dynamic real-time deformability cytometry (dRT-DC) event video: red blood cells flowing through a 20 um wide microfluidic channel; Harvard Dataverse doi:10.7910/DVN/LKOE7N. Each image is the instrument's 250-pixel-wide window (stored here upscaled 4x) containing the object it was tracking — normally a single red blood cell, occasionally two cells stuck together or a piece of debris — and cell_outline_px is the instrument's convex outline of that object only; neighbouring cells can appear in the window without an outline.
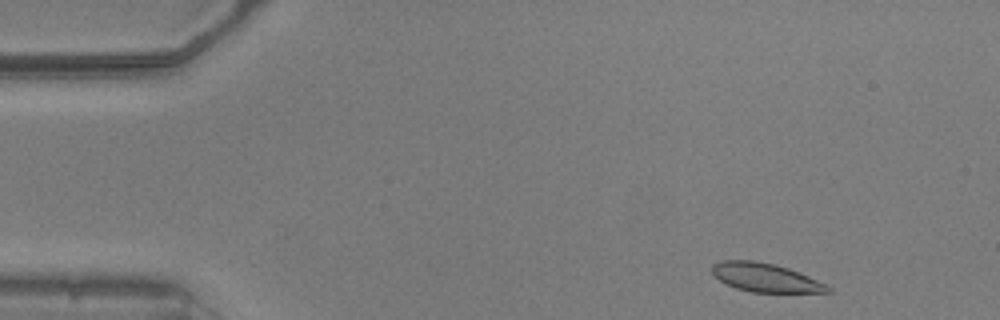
{"species": "common noctule bat (a hibernating species)", "species_latin": "Nyctalus noctula", "temperature_condition": "warm", "stored_images_in_passage": 49, "camera_frame_rate_fps": 3000, "um_per_image_px": 0.085, "animal": {"sex": "male", "body_mass_g": 20.5, "forearm_length_mm": 52.5}, "frame": {"image": 1, "passage_image": 2, "time_ms": 0.333, "image_size_px": [1000, 320], "cell_outline_px": [[836, 292], [752, 292], [736, 288], [712, 276], [712, 264], [720, 260], [752, 260], [776, 264], [800, 272], [832, 288]], "centroid_in_image_um": [65.04, 23.58], "position_along_channel_um": 20.0, "area_um2": 19.36}}
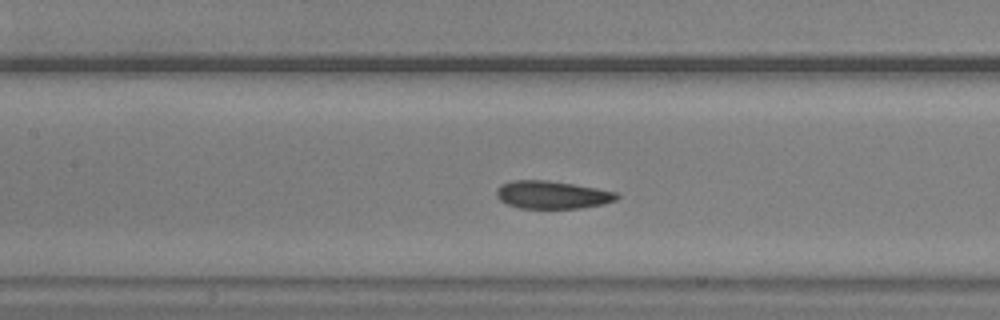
{"frame": {"image": 2, "passage_image": 20, "time_ms": 6.333, "image_size_px": [1000, 320], "cell_outline_px": [[620, 196], [616, 200], [604, 204], [580, 208], [520, 208], [508, 204], [500, 200], [496, 196], [496, 188], [500, 184], [512, 180], [548, 180], [596, 188], [616, 192]], "centroid_in_image_um": [46.91, 16.55], "position_along_channel_um": 160.5, "area_um2": 19.54}}
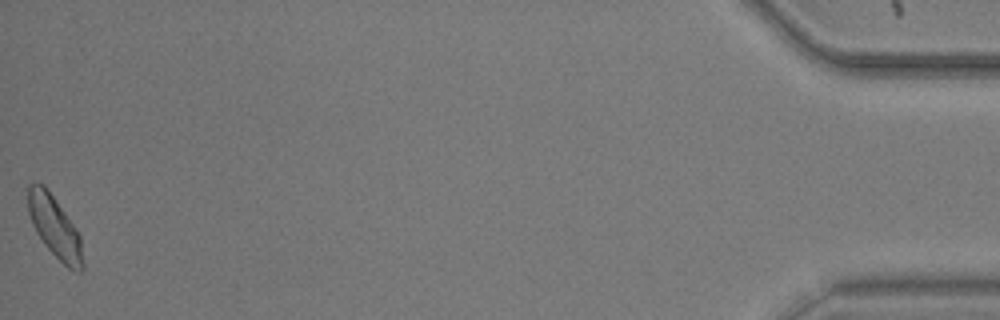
{"frame": {"image": 3, "passage_image": 49, "time_ms": 16.0, "image_size_px": [1000, 320], "cell_outline_px": [[84, 268], [80, 272], [76, 272], [68, 268], [44, 244], [36, 232], [32, 224], [28, 212], [28, 184], [44, 184], [48, 188], [80, 236], [84, 264]], "centroid_in_image_um": [4.65, 19.31], "position_along_channel_um": 430.5, "area_um2": 19.42}, "authors_computed_cell_mechanics": {"area_um2": 19.5364, "velocity_mm_per_s": 3.8108, "shape_relaxation_time_tau1_ms": 10.3794, "shape_relaxation_time_tau2_ms": 3.9769, "deformation_change_tau1": 0.166, "deformation_change_tau2": 0.0844}}